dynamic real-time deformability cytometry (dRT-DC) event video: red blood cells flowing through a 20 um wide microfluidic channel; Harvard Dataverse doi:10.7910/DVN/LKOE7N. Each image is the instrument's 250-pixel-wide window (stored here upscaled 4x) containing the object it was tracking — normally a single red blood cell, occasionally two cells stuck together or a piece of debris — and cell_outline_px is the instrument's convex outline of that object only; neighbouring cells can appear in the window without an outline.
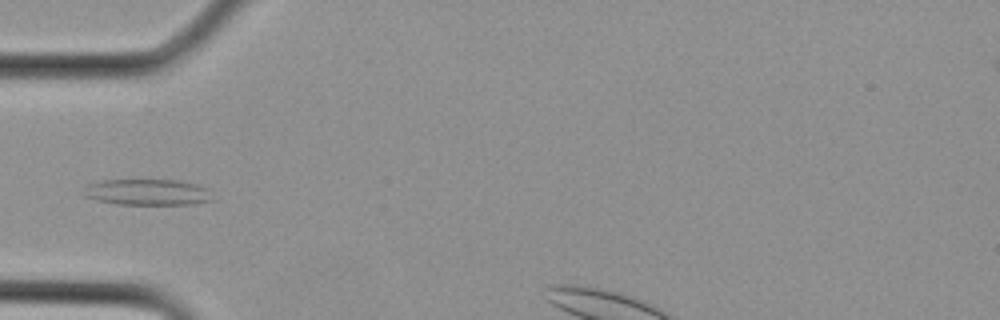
{"species": "Egyptian fruit bat (a non-hibernating species)", "species_latin": "Rousettus aegyptiacus", "temperature_condition": "cold", "stored_images_in_passage": 12, "camera_frame_rate_fps": 3000, "um_per_image_px": 0.085, "animal": {"sex": "female"}, "frame": {"image": 1, "passage_image": 9, "time_ms": 2.667, "image_size_px": [1000, 320], "cell_outline_px": [[212, 200], [192, 204], [116, 204], [96, 200], [84, 196], [88, 184], [104, 180], [176, 180], [196, 184], [208, 188]], "centroid_in_image_um": [12.55, 16.33], "position_along_channel_um": 72.5, "area_um2": 19.36}}
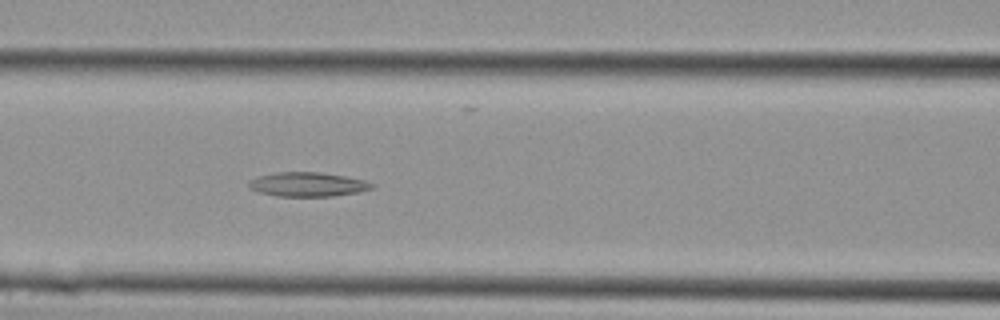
{"frame": {"image": 2, "passage_image": 12, "time_ms": 3.667, "image_size_px": [1000, 320], "cell_outline_px": [[376, 184], [372, 188], [360, 192], [332, 196], [276, 196], [260, 192], [248, 188], [248, 180], [256, 176], [276, 172], [320, 172], [344, 176], [364, 180]], "centroid_in_image_um": [26.12, 15.67], "position_along_channel_um": 140.5, "area_um2": 17.51}}